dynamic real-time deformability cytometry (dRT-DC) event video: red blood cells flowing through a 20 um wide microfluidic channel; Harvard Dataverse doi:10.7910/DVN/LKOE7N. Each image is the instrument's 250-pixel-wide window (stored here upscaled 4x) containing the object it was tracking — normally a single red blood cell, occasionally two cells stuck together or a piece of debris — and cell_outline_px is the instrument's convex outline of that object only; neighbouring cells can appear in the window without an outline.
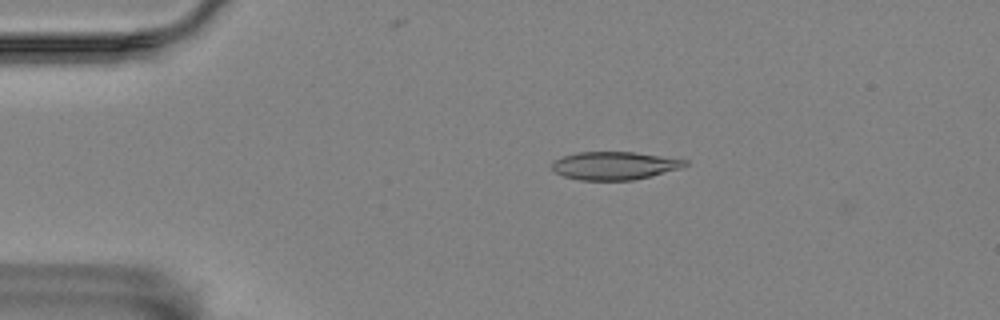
{"species": "Egyptian fruit bat (a non-hibernating species)", "species_latin": "Rousettus aegyptiacus", "temperature_condition": "room temperature", "stored_images_in_passage": 7, "camera_frame_rate_fps": 3000, "um_per_image_px": 0.085, "animal": {"sex": "female"}, "frame": {"image": 1, "passage_image": 4, "time_ms": 3.333, "image_size_px": [1000, 320], "cell_outline_px": [[688, 164], [680, 168], [652, 176], [632, 180], [580, 180], [564, 176], [556, 172], [552, 168], [552, 160], [564, 156], [580, 152], [636, 152], [688, 160]], "centroid_in_image_um": [52.24, 14.08], "position_along_channel_um": 32.8, "area_um2": 21.68}}
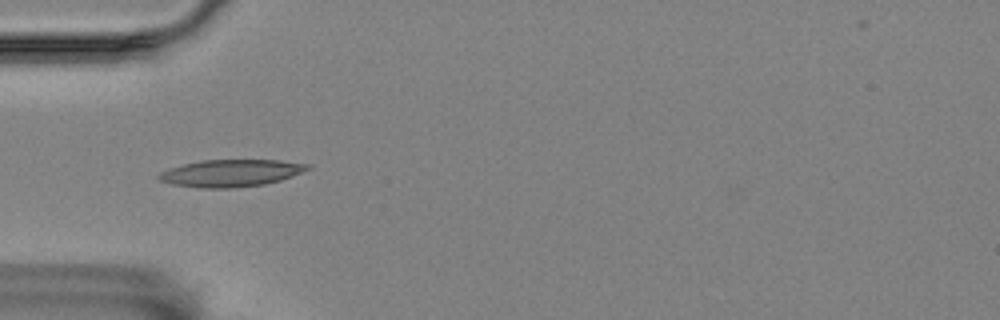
{"frame": {"image": 2, "passage_image": 6, "time_ms": 5.667, "image_size_px": [1000, 320], "cell_outline_px": [[312, 168], [292, 176], [280, 180], [264, 184], [232, 188], [200, 188], [172, 184], [160, 180], [156, 176], [160, 172], [168, 168], [200, 160], [280, 160], [312, 164]], "centroid_in_image_um": [19.64, 14.7], "position_along_channel_um": 65.4, "area_um2": 23.64}}
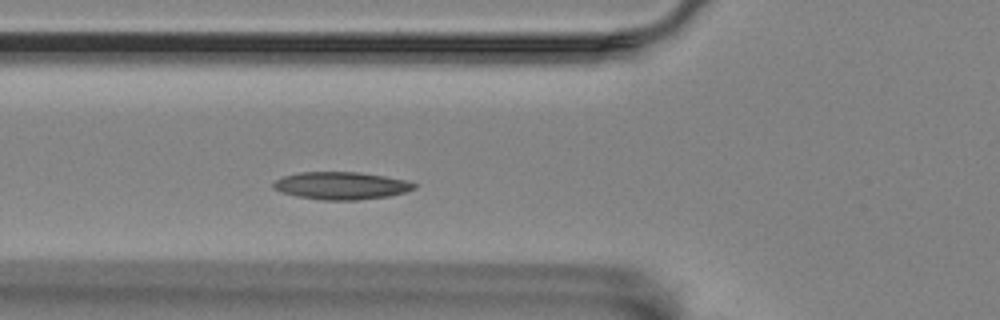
{"frame": {"image": 3, "passage_image": 7, "time_ms": 6.667, "image_size_px": [1000, 320], "cell_outline_px": [[420, 184], [416, 188], [404, 192], [388, 196], [356, 200], [320, 200], [296, 196], [280, 192], [272, 188], [272, 184], [276, 180], [284, 176], [300, 172], [360, 172], [408, 180]], "centroid_in_image_um": [29.02, 15.78], "position_along_channel_um": 96.8, "area_um2": 22.77}}